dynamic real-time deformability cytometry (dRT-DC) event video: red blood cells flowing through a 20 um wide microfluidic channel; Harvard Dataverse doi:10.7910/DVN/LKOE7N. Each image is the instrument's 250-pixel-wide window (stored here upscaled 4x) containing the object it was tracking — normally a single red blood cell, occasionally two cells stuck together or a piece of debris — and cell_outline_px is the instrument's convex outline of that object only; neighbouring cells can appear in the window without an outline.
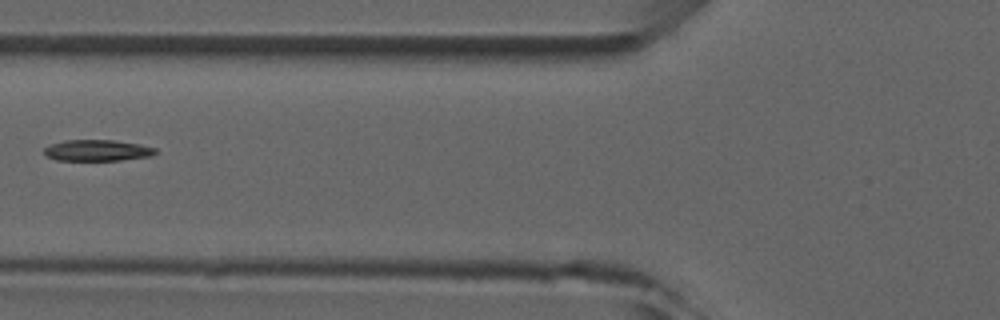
{"species": "common noctule bat (a hibernating species)", "species_latin": "Nyctalus noctula", "temperature_condition": "room temperature", "stored_images_in_passage": 5, "camera_frame_rate_fps": 3000, "um_per_image_px": 0.085, "animal": {"sex": "male", "forearm_length_mm": 52.5}, "frame": {"image": 1, "passage_image": 5, "time_ms": 5.0, "image_size_px": [1000, 320], "cell_outline_px": [[156, 152], [152, 156], [120, 160], [56, 160], [44, 156], [44, 148], [52, 144], [64, 140], [116, 140], [140, 144], [156, 148]], "centroid_in_image_um": [8.26, 12.78], "position_along_channel_um": 117.5, "area_um2": 13.81}}